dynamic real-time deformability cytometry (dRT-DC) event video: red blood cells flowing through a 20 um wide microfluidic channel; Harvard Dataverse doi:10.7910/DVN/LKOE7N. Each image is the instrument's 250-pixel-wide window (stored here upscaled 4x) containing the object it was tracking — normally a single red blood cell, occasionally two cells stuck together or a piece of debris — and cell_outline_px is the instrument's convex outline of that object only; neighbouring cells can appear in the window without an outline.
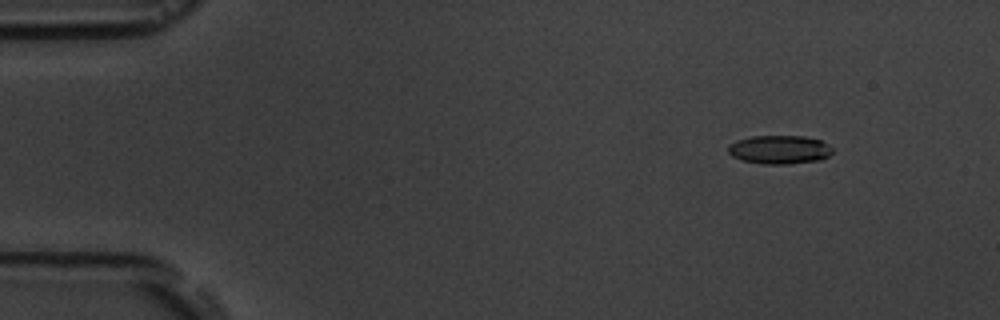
{"species": "common noctule bat (a hibernating species)", "species_latin": "Nyctalus noctula", "temperature_condition": "room temperature", "stored_images_in_passage": 6, "segment_of_instrument_passage": [1, 2], "camera_frame_rate_fps": 3000, "um_per_image_px": 0.085, "animal": {"sex": "male", "body_mass_g": 19.5, "forearm_length_mm": 54.6}, "frame": {"image": 1, "passage_image": 3, "time_ms": 2.0, "image_size_px": [1000, 320], "cell_outline_px": [[832, 152], [828, 156], [820, 160], [788, 164], [764, 164], [744, 160], [732, 156], [728, 152], [728, 144], [736, 140], [752, 136], [804, 136], [820, 140], [828, 144], [832, 148]], "centroid_in_image_um": [66.25, 12.71], "position_along_channel_um": 18.8, "area_um2": 17.4}}
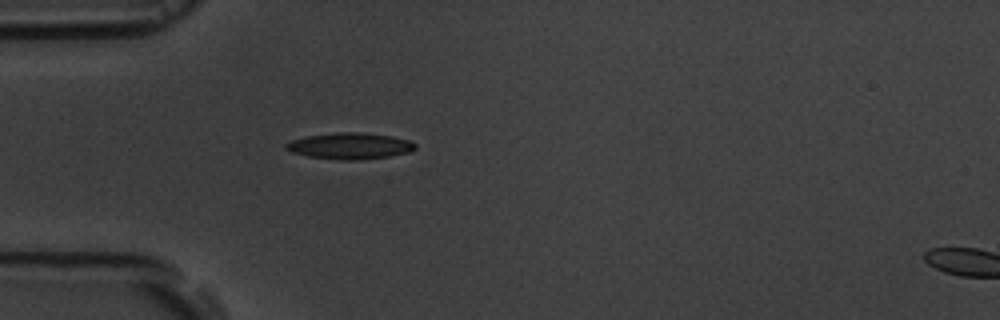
{"frame": {"image": 2, "passage_image": 5, "time_ms": 5.333, "image_size_px": [1000, 320], "cell_outline_px": [[416, 148], [412, 152], [388, 156], [356, 160], [340, 160], [308, 156], [292, 152], [284, 148], [284, 144], [292, 140], [304, 136], [336, 132], [360, 132], [392, 136], [408, 140], [416, 144]], "centroid_in_image_um": [29.73, 12.4], "position_along_channel_um": 55.3, "area_um2": 19.88}}